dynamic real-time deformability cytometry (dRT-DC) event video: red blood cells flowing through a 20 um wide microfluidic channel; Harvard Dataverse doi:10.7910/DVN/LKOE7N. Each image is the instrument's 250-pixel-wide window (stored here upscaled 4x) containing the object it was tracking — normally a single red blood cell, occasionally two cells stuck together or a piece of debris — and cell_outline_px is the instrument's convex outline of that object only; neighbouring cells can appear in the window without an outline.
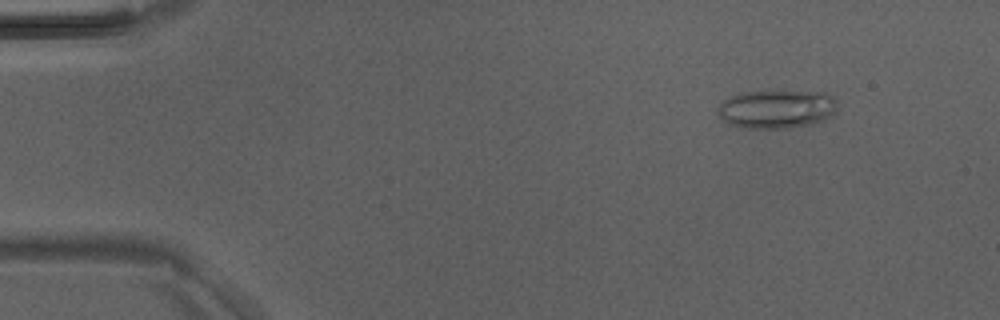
{"species": "Egyptian fruit bat (a non-hibernating species)", "species_latin": "Rousettus aegyptiacus", "temperature_condition": "room temperature", "stored_images_in_passage": 47, "camera_frame_rate_fps": 3000, "um_per_image_px": 0.085, "animal": {"sex": "male"}, "frame": {"image": 1, "passage_image": 6, "time_ms": 1.667, "image_size_px": [1000, 320], "cell_outline_px": [[836, 112], [832, 116], [824, 120], [808, 124], [788, 128], [744, 128], [724, 124], [716, 108], [728, 96], [744, 92], [824, 92], [832, 96], [836, 100]], "centroid_in_image_um": [65.97, 9.29], "position_along_channel_um": 19.0, "area_um2": 26.88}}
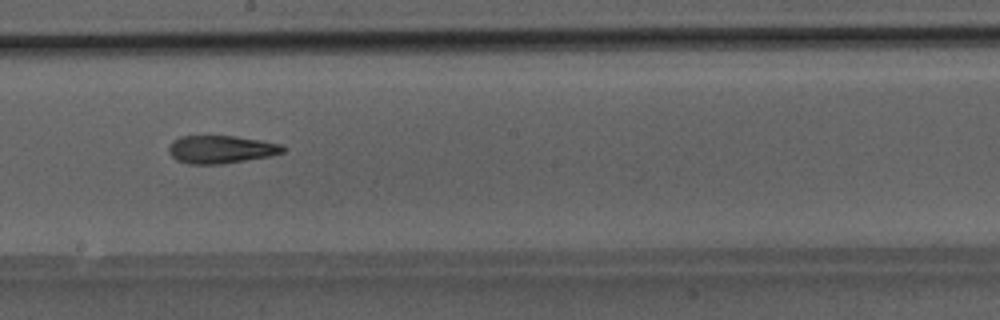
{"frame": {"image": 2, "passage_image": 27, "time_ms": 8.667, "image_size_px": [1000, 320], "cell_outline_px": [[288, 148], [284, 152], [268, 156], [220, 164], [188, 164], [176, 160], [168, 152], [168, 144], [172, 140], [180, 136], [236, 136], [260, 140], [280, 144]], "centroid_in_image_um": [18.74, 12.69], "position_along_channel_um": 229.5, "area_um2": 18.61}}
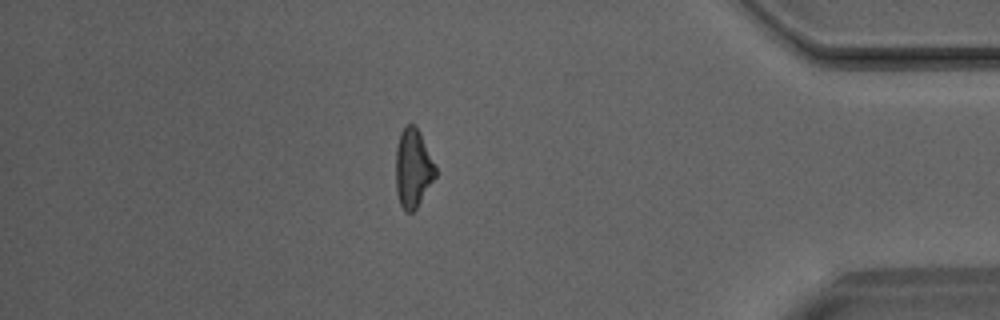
{"frame": {"image": 3, "passage_image": 41, "time_ms": 13.333, "image_size_px": [1000, 320], "cell_outline_px": [[436, 176], [416, 208], [412, 212], [404, 212], [400, 204], [396, 192], [396, 148], [400, 132], [408, 124], [416, 124], [420, 132], [436, 168]], "centroid_in_image_um": [35.09, 14.3], "position_along_channel_um": 400.1, "area_um2": 18.15}}